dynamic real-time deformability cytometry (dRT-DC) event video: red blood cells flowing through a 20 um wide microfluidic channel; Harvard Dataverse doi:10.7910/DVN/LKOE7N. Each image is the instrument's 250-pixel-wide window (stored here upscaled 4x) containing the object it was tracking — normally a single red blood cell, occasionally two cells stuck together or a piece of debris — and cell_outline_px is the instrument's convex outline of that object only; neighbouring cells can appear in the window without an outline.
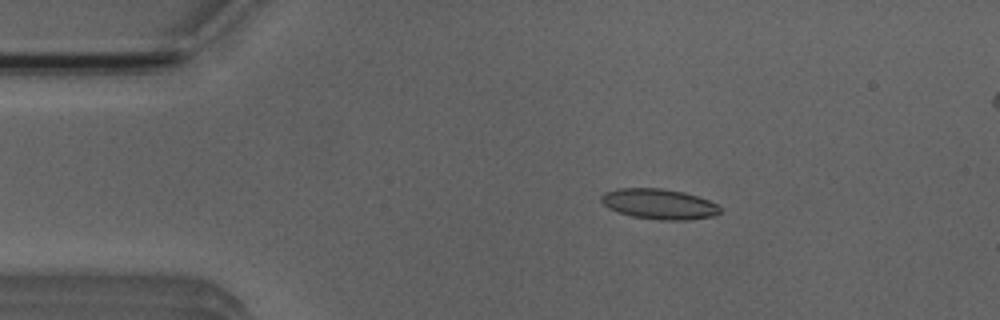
{"species": "Egyptian fruit bat (a non-hibernating species)", "species_latin": "Rousettus aegyptiacus", "temperature_condition": "room temperature", "stored_images_in_passage": 4, "camera_frame_rate_fps": 3000, "um_per_image_px": 0.085, "animal": {"sex": "male"}, "frame": {"image": 1, "passage_image": 2, "time_ms": 1.0, "image_size_px": [1000, 320], "cell_outline_px": [[720, 212], [712, 216], [684, 220], [660, 220], [632, 216], [608, 208], [600, 200], [600, 196], [604, 192], [616, 188], [664, 188], [684, 192], [708, 200], [716, 204], [720, 208]], "centroid_in_image_um": [55.98, 17.32], "position_along_channel_um": 29.0, "area_um2": 20.92}}